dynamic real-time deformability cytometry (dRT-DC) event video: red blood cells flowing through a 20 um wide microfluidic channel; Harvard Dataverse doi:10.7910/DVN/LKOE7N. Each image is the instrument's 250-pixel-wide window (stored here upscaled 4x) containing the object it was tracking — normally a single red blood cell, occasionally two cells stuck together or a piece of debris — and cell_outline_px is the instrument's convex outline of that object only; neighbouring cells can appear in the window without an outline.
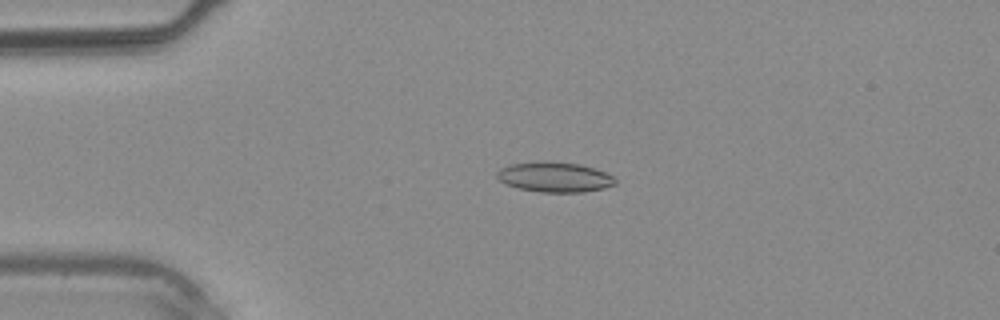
{"species": "common noctule bat (a hibernating species)", "species_latin": "Nyctalus noctula", "temperature_condition": "warm", "stored_images_in_passage": 2, "camera_frame_rate_fps": 3000, "um_per_image_px": 0.085, "animal": {"sex": "male", "body_mass_g": 20.4}, "frame": {"image": 1, "passage_image": 1, "time_ms": 0.0, "image_size_px": [1000, 320], "cell_outline_px": [[616, 184], [604, 188], [584, 192], [540, 192], [520, 188], [504, 184], [496, 176], [496, 172], [500, 168], [512, 164], [544, 160], [580, 164], [596, 168], [612, 176], [616, 180]], "centroid_in_image_um": [47.14, 15.04], "position_along_channel_um": 37.9, "area_um2": 20.87}}
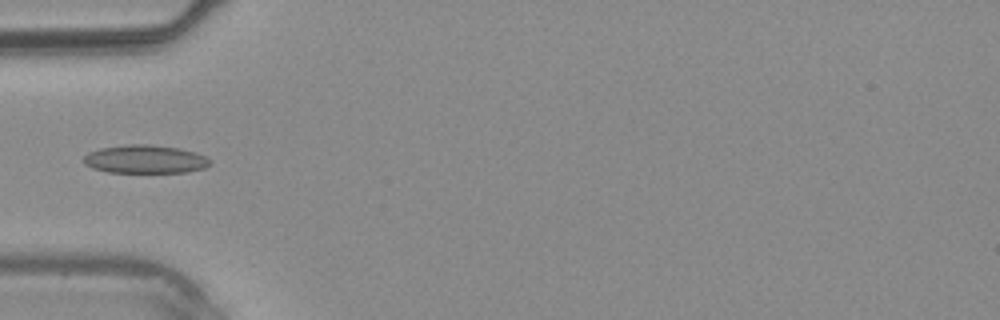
{"frame": {"image": 2, "passage_image": 2, "time_ms": 1.333, "image_size_px": [1000, 320], "cell_outline_px": [[212, 164], [204, 168], [188, 172], [108, 172], [92, 168], [84, 164], [84, 156], [88, 152], [100, 148], [128, 144], [148, 144], [180, 148], [196, 152], [212, 160]], "centroid_in_image_um": [12.36, 13.53], "position_along_channel_um": 72.6, "area_um2": 20.98}}